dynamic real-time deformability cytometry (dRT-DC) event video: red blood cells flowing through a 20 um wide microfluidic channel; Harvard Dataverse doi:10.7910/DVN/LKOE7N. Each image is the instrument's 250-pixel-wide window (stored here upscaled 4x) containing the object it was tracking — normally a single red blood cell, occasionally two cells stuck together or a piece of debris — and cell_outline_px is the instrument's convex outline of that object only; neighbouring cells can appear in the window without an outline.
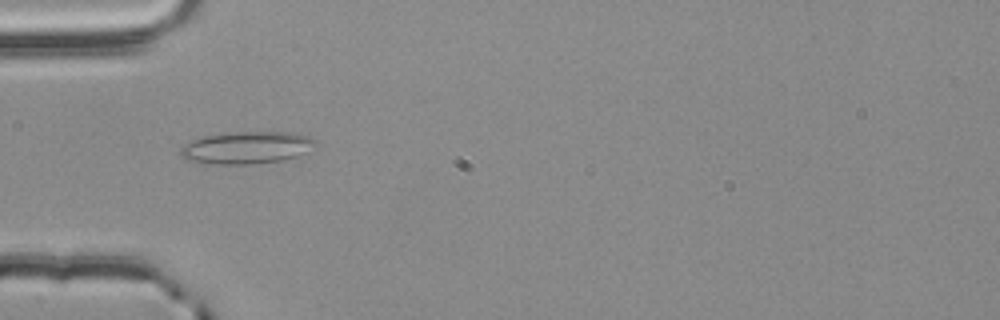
{"species": "common noctule bat (a hibernating species)", "species_latin": "Nyctalus noctula", "temperature_condition": "room temperature", "stored_images_in_passage": 42, "camera_frame_rate_fps": 3000, "um_per_image_px": 0.085, "animal": {"sex": "male", "body_mass_g": 20.4}, "frame": {"image": 1, "passage_image": 5, "time_ms": 1.333, "image_size_px": [1000, 320], "cell_outline_px": [[316, 144], [296, 156], [284, 160], [252, 164], [212, 164], [188, 160], [180, 156], [180, 148], [184, 144], [192, 140], [204, 136], [228, 132], [292, 132], [308, 136], [316, 140]], "centroid_in_image_um": [20.92, 12.54], "position_along_channel_um": 64.1, "area_um2": 25.32}}
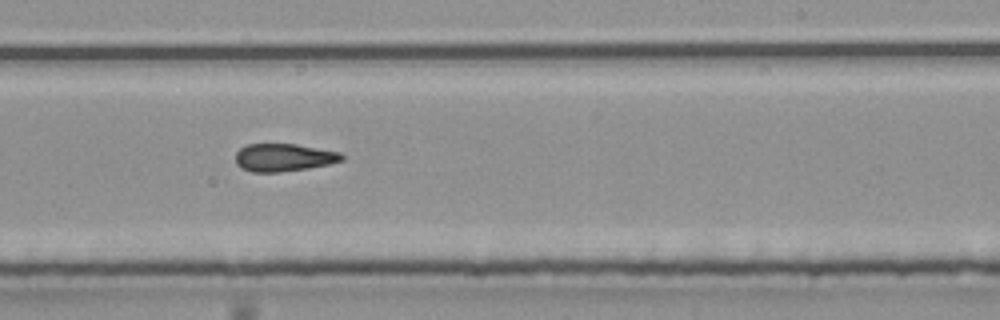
{"frame": {"image": 2, "passage_image": 21, "time_ms": 6.667, "image_size_px": [1000, 320], "cell_outline_px": [[344, 160], [328, 164], [308, 168], [280, 172], [252, 172], [240, 168], [236, 164], [236, 152], [240, 148], [248, 144], [296, 144], [340, 152], [344, 156]], "centroid_in_image_um": [24.1, 13.39], "position_along_channel_um": 264.9, "area_um2": 17.22}}
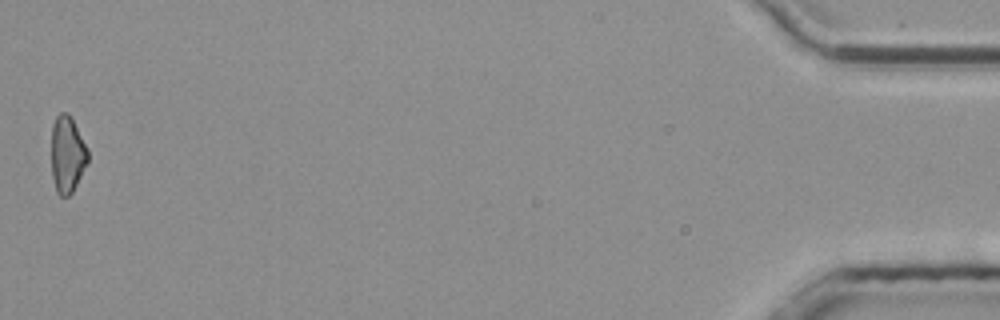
{"frame": {"image": 3, "passage_image": 42, "time_ms": 13.667, "image_size_px": [1000, 320], "cell_outline_px": [[88, 160], [72, 192], [68, 196], [60, 196], [56, 192], [52, 176], [52, 124], [56, 116], [60, 112], [68, 112], [88, 148]], "centroid_in_image_um": [5.71, 13.11], "position_along_channel_um": 429.5, "area_um2": 16.18}, "authors_computed_cell_mechanics": {"area_um2": 17.3689, "velocity_mm_per_s": 3.7911, "shape_relaxation_time_tau1_ms": null, "shape_relaxation_time_tau2_ms": 2.8494, "deformation_change_tau1": null, "deformation_change_tau2": 0.1239}}